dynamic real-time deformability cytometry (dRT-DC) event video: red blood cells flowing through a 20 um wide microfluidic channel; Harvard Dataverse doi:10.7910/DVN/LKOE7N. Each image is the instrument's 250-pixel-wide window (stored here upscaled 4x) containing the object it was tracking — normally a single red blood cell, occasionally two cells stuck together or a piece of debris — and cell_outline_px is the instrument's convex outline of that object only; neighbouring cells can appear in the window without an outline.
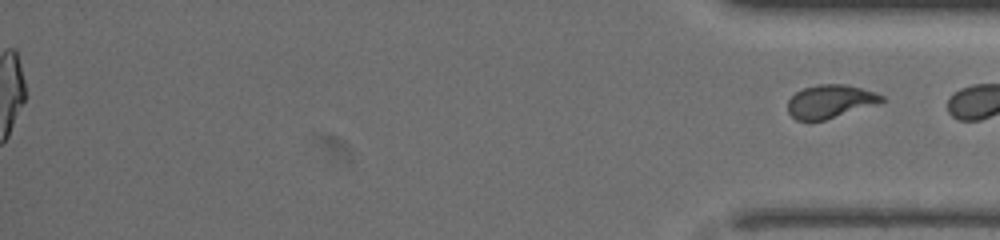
{"species": "common noctule bat (a hibernating species)", "species_latin": "Nyctalus noctula", "temperature_condition": "warm", "stored_images_in_passage": 69, "segment_of_instrument_passage": [2, 2], "camera_frame_rate_fps": 3000, "um_per_image_px": 0.085, "animal": {"sex": "female", "body_mass_g": 19.5, "forearm_length_mm": 54.1}, "frame": {"image": 1, "passage_image": 69, "time_ms": 22.667, "image_size_px": [1000, 240], "cell_outline_px": [[884, 100], [824, 120], [796, 120], [788, 112], [788, 100], [796, 92], [804, 88], [816, 84], [844, 84], [876, 92], [884, 96]], "centroid_in_image_um": [70.51, 8.6], "position_along_channel_um": 364.7, "area_um2": 17.69}}